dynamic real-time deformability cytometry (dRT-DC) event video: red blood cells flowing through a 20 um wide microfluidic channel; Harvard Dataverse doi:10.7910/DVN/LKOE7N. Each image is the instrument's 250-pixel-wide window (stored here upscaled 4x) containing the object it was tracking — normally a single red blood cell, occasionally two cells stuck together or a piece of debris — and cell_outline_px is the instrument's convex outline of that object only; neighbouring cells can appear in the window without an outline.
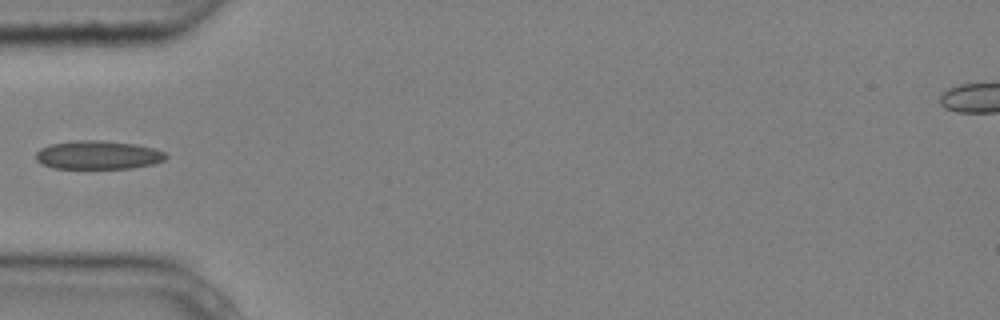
{"species": "common noctule bat (a hibernating species)", "species_latin": "Nyctalus noctula", "temperature_condition": "cold", "stored_images_in_passage": 6, "camera_frame_rate_fps": 3000, "um_per_image_px": 0.085, "animal": {"sex": "male", "body_mass_g": 20.4}, "frame": {"image": 1, "passage_image": 5, "time_ms": 1.333, "image_size_px": [1000, 320], "cell_outline_px": [[168, 156], [164, 160], [152, 164], [132, 168], [52, 168], [36, 160], [36, 152], [40, 148], [48, 144], [76, 140], [100, 140], [136, 144], [156, 148], [164, 152]], "centroid_in_image_um": [8.33, 13.16], "position_along_channel_um": 76.7, "area_um2": 21.73}}
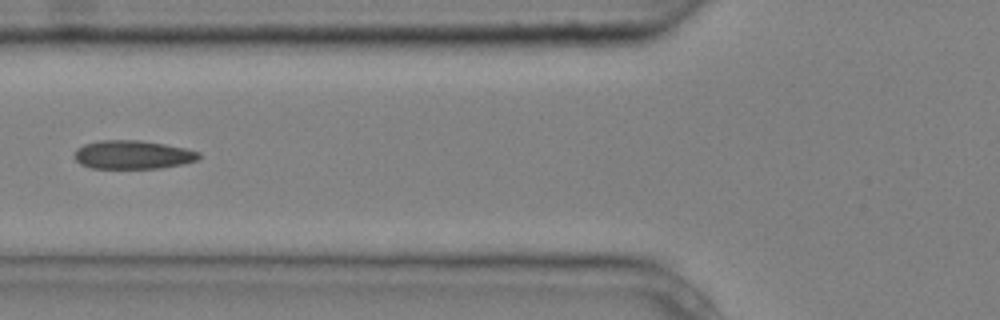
{"frame": {"image": 2, "passage_image": 6, "time_ms": 1.667, "image_size_px": [1000, 320], "cell_outline_px": [[200, 156], [196, 160], [184, 164], [160, 168], [92, 168], [80, 164], [72, 156], [76, 148], [84, 144], [100, 140], [140, 140], [164, 144], [184, 148], [200, 152]], "centroid_in_image_um": [11.24, 13.15], "position_along_channel_um": 114.6, "area_um2": 20.81}}